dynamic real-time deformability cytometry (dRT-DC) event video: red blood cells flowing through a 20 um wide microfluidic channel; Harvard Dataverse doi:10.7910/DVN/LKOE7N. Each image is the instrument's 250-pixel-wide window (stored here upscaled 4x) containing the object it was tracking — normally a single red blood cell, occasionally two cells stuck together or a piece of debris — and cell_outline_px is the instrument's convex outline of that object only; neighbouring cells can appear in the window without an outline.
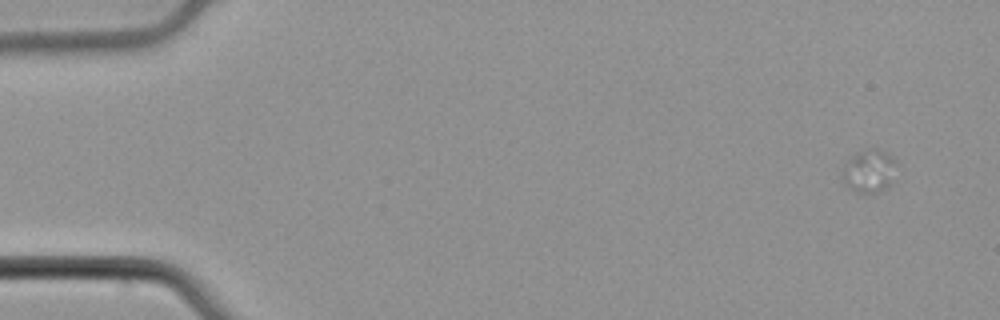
{"species": "common noctule bat (a hibernating species)", "species_latin": "Nyctalus noctula", "temperature_condition": "cold", "stored_images_in_passage": 4, "camera_frame_rate_fps": 3000, "um_per_image_px": 0.085, "animal": {"sex": "male", "body_mass_g": 21.5, "forearm_length_mm": 52.0}, "frame": {"image": 1, "passage_image": 1, "time_ms": 0.0, "image_size_px": [1000, 320], "cell_outline_px": [[892, 160], [888, 184], [884, 188], [872, 192], [860, 192], [852, 188], [844, 180], [844, 172], [852, 156], [856, 152], [868, 148], [876, 148], [892, 156]], "centroid_in_image_um": [73.83, 14.48], "position_along_channel_um": 11.2, "area_um2": 12.02}}